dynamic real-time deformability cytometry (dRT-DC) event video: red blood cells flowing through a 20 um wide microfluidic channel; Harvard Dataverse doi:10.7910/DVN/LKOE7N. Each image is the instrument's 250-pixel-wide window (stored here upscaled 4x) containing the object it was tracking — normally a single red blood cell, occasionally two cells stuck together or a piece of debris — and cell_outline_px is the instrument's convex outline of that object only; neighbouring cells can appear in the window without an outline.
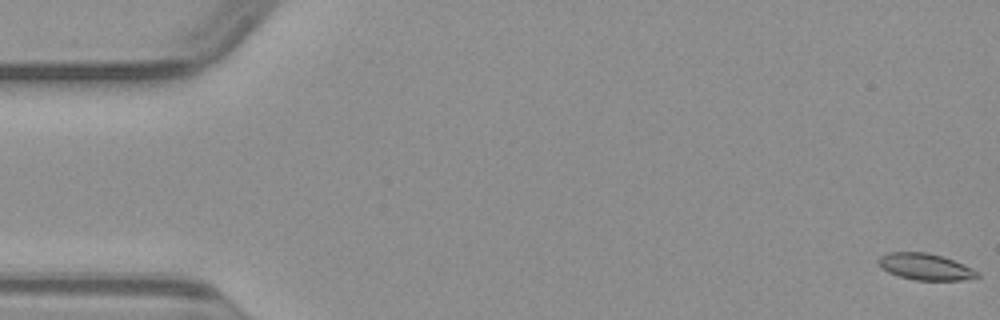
{"species": "common noctule bat (a hibernating species)", "species_latin": "Nyctalus noctula", "temperature_condition": "warm", "stored_images_in_passage": 50, "camera_frame_rate_fps": 3000, "um_per_image_px": 0.085, "animal": {"sex": "male", "body_mass_g": 23.1, "forearm_length_mm": 52.7}, "frame": {"image": 1, "passage_image": 1, "time_ms": 0.0, "image_size_px": [1000, 320], "cell_outline_px": [[980, 276], [964, 280], [916, 280], [900, 276], [888, 272], [880, 268], [880, 256], [888, 252], [924, 252], [940, 256], [964, 264], [980, 272]], "centroid_in_image_um": [78.67, 22.68], "position_along_channel_um": 6.3, "area_um2": 15.09}}
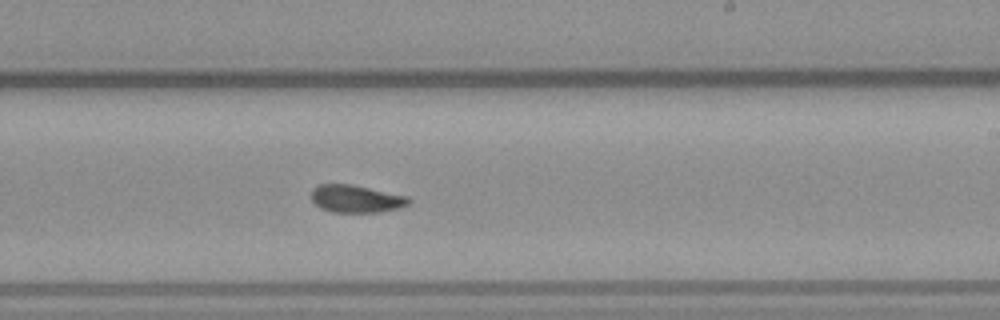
{"frame": {"image": 2, "passage_image": 30, "time_ms": 9.667, "image_size_px": [1000, 320], "cell_outline_px": [[412, 200], [408, 204], [400, 208], [380, 212], [332, 212], [320, 208], [312, 200], [312, 188], [316, 184], [352, 184], [408, 196]], "centroid_in_image_um": [30.27, 16.89], "position_along_channel_um": 258.7, "area_um2": 15.78}}
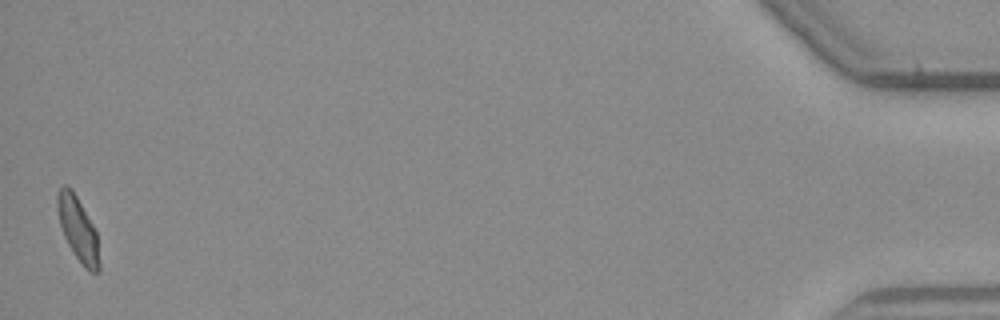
{"frame": {"image": 3, "passage_image": 50, "time_ms": 16.333, "image_size_px": [1000, 320], "cell_outline_px": [[100, 272], [92, 272], [84, 268], [68, 244], [64, 236], [60, 224], [56, 208], [56, 196], [60, 188], [64, 184], [72, 188], [92, 224], [96, 232], [100, 264]], "centroid_in_image_um": [6.61, 19.46], "position_along_channel_um": 428.6, "area_um2": 15.55}}